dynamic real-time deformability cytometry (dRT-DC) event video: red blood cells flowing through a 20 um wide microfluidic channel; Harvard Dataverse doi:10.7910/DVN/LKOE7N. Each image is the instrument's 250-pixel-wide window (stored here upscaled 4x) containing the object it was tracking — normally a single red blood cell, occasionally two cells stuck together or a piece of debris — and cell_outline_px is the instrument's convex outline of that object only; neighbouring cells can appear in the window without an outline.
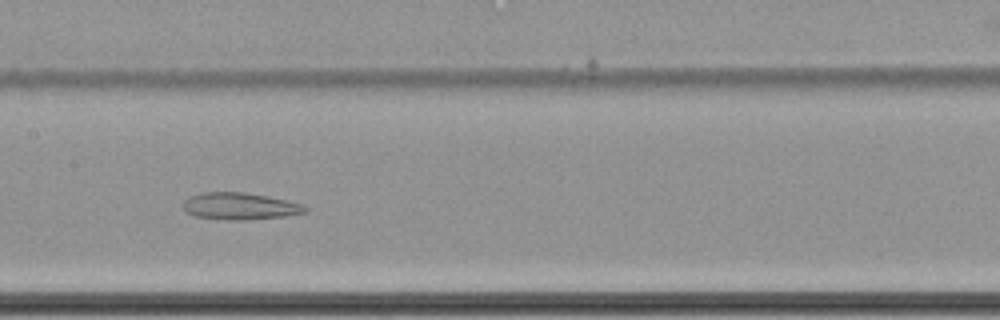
{"species": "common noctule bat (a hibernating species)", "species_latin": "Nyctalus noctula", "temperature_condition": "cold", "stored_images_in_passage": 64, "camera_frame_rate_fps": 3000, "um_per_image_px": 0.085, "animal": {"sex": "female", "body_mass_g": 22.7, "forearm_length_mm": 54.2}, "frame": {"image": 1, "passage_image": 35, "time_ms": 11.333, "image_size_px": [1000, 320], "cell_outline_px": [[308, 208], [304, 212], [284, 216], [244, 220], [228, 220], [196, 216], [184, 212], [184, 200], [188, 196], [200, 192], [244, 192], [268, 196], [288, 200], [304, 204]], "centroid_in_image_um": [20.37, 17.51], "position_along_channel_um": 187.0, "area_um2": 19.25}}
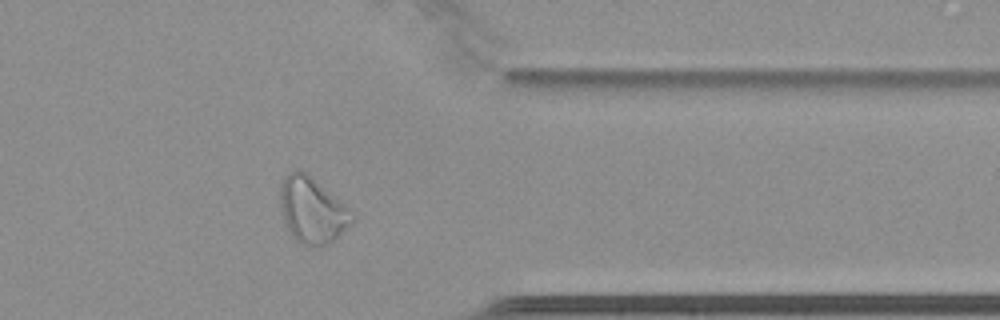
{"frame": {"image": 2, "passage_image": 53, "time_ms": 17.333, "image_size_px": [1000, 320], "cell_outline_px": [[356, 220], [352, 224], [328, 244], [320, 248], [300, 244], [296, 240], [288, 228], [284, 220], [280, 204], [280, 184], [284, 176], [288, 172], [304, 172], [344, 204], [356, 216]], "centroid_in_image_um": [26.55, 17.92], "position_along_channel_um": 384.9, "area_um2": 27.22}}
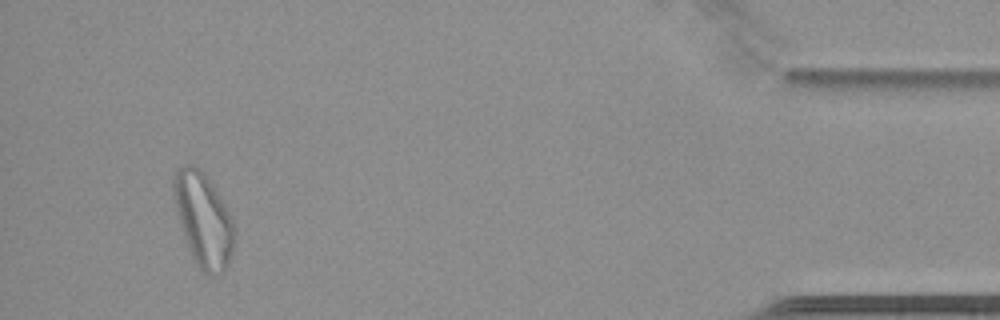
{"frame": {"image": 3, "passage_image": 61, "time_ms": 20.0, "image_size_px": [1000, 320], "cell_outline_px": [[236, 236], [232, 252], [228, 264], [220, 272], [212, 276], [208, 276], [196, 264], [192, 256], [180, 224], [176, 212], [172, 192], [172, 176], [184, 164], [192, 164], [200, 168], [204, 172], [212, 184], [224, 204], [236, 228]], "centroid_in_image_um": [17.28, 18.65], "position_along_channel_um": 417.9, "area_um2": 33.12}, "authors_computed_cell_mechanics": {"area_um2": 28.9, "velocity_mm_per_s": 3.4157, "shape_relaxation_time_tau1_ms": null, "shape_relaxation_time_tau2_ms": 7.4365, "deformation_change_tau1": null, "deformation_change_tau2": 0.1423}}